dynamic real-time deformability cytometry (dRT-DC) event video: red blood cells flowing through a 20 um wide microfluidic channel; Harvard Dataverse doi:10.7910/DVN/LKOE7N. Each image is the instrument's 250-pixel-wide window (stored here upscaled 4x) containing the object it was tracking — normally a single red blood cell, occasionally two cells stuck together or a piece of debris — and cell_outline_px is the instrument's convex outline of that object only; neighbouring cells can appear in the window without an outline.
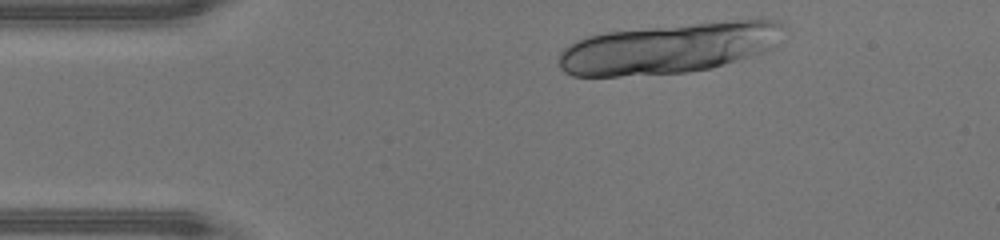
{"species": "human", "species_latin": "Homo sapiens", "temperature_condition": "warm", "stored_images_in_passage": 10, "camera_frame_rate_fps": 3000, "um_per_image_px": 0.085, "donor": {"sex": "male"}, "frame": {"image": 1, "passage_image": 2, "time_ms": 0.333, "image_size_px": [1000, 240], "cell_outline_px": [[784, 24], [776, 48], [764, 52], [712, 68], [688, 72], [620, 76], [572, 76], [564, 72], [560, 68], [556, 60], [560, 52], [568, 44], [576, 40], [588, 36], [604, 32], [740, 20], [776, 20]], "centroid_in_image_um": [56.83, 4.12], "position_along_channel_um": 28.2, "area_um2": 65.89}}